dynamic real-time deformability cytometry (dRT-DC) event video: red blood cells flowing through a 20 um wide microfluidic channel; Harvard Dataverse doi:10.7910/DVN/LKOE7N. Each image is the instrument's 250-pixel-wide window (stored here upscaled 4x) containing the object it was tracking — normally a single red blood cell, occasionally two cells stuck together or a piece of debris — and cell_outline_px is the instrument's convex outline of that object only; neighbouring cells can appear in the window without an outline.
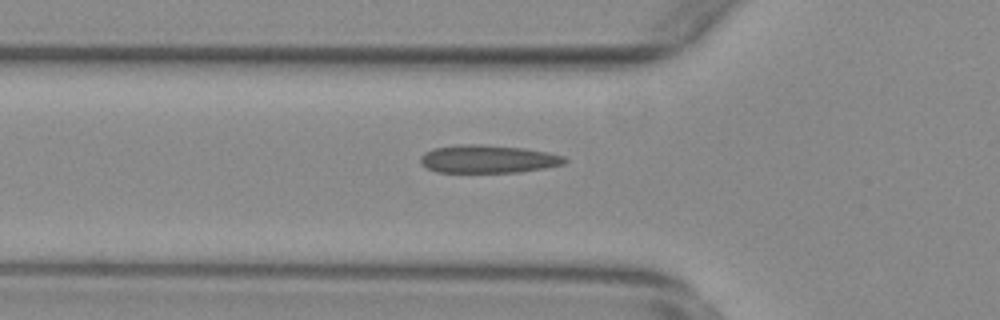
{"species": "common noctule bat (a hibernating species)", "species_latin": "Nyctalus noctula", "temperature_condition": "warm", "stored_images_in_passage": 36, "camera_frame_rate_fps": 3000, "um_per_image_px": 0.085, "animal": {"sex": "female", "body_mass_g": 29.2, "forearm_length_mm": 56.3}, "frame": {"image": 1, "passage_image": 3, "time_ms": 0.667, "image_size_px": [1000, 320], "cell_outline_px": [[568, 160], [564, 164], [544, 168], [520, 172], [436, 172], [420, 164], [420, 156], [424, 152], [432, 148], [460, 144], [480, 144], [524, 148], [548, 152], [564, 156]], "centroid_in_image_um": [41.46, 13.51], "position_along_channel_um": 84.3, "area_um2": 23.7}}
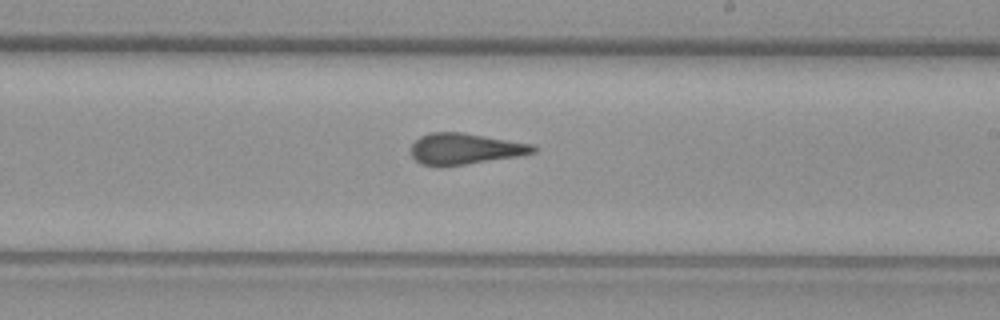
{"frame": {"image": 2, "passage_image": 16, "time_ms": 5.0, "image_size_px": [1000, 320], "cell_outline_px": [[536, 152], [516, 156], [464, 164], [420, 164], [412, 156], [412, 144], [420, 136], [428, 132], [464, 132], [532, 144], [536, 148]], "centroid_in_image_um": [39.52, 12.61], "position_along_channel_um": 249.5, "area_um2": 21.56}}
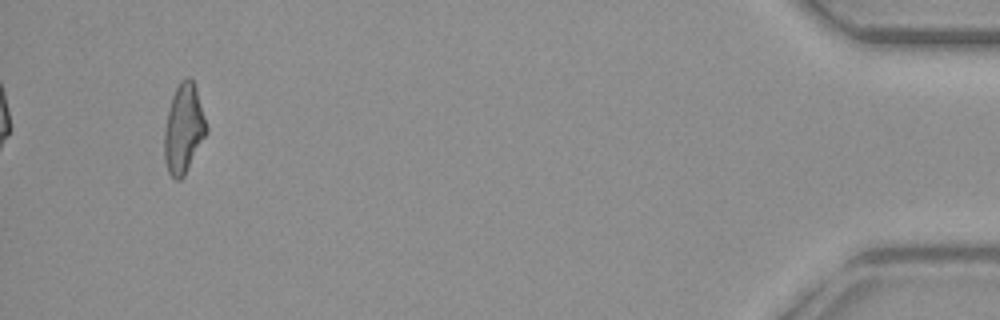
{"frame": {"image": 3, "passage_image": 36, "time_ms": 11.667, "image_size_px": [1000, 320], "cell_outline_px": [[208, 132], [184, 176], [180, 180], [176, 180], [168, 172], [164, 160], [164, 132], [168, 108], [172, 96], [180, 80], [188, 76], [192, 80], [196, 88], [208, 128]], "centroid_in_image_um": [15.61, 10.95], "position_along_channel_um": 419.6, "area_um2": 21.96}, "authors_computed_cell_mechanics": {"area_um2": 22.1663, "velocity_mm_per_s": 3.7983, "shape_relaxation_time_tau1_ms": null, "shape_relaxation_time_tau2_ms": 2.087, "deformation_change_tau1": null, "deformation_change_tau2": 0.1109}}